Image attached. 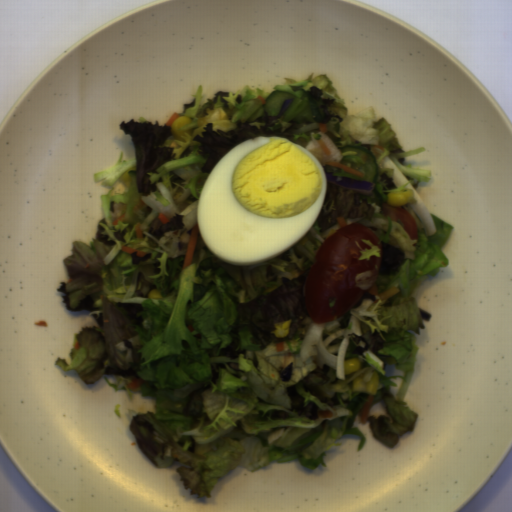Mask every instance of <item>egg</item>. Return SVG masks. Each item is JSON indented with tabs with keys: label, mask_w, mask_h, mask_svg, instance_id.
I'll list each match as a JSON object with an SVG mask.
<instances>
[{
	"label": "egg",
	"mask_w": 512,
	"mask_h": 512,
	"mask_svg": "<svg viewBox=\"0 0 512 512\" xmlns=\"http://www.w3.org/2000/svg\"><path fill=\"white\" fill-rule=\"evenodd\" d=\"M326 188L323 167L297 143L240 142L213 166L195 204L203 242L237 266L280 255L313 226Z\"/></svg>",
	"instance_id": "egg-1"
}]
</instances>
